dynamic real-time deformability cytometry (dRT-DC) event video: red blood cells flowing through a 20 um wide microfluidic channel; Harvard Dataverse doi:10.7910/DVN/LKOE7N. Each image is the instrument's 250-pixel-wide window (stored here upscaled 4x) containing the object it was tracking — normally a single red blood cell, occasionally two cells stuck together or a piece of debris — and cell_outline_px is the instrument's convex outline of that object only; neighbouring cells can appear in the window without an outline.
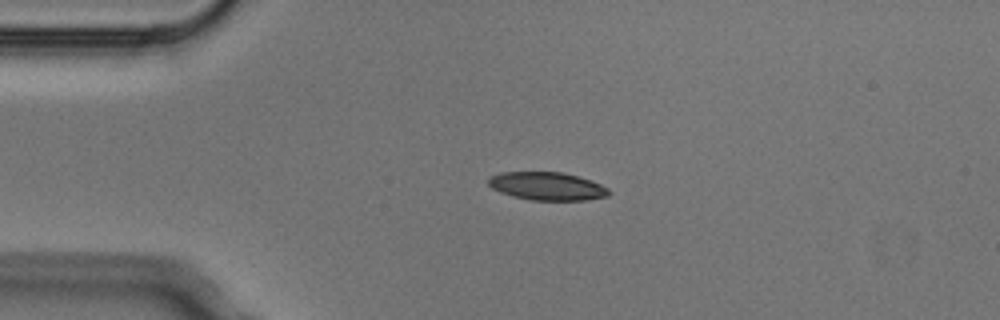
{"species": "Egyptian fruit bat (a non-hibernating species)", "species_latin": "Rousettus aegyptiacus", "temperature_condition": "cold", "stored_images_in_passage": 4, "camera_frame_rate_fps": 3000, "um_per_image_px": 0.085, "animal": {"sex": "male"}, "frame": {"image": 1, "passage_image": 3, "time_ms": 0.667, "image_size_px": [1000, 320], "cell_outline_px": [[612, 192], [608, 196], [584, 200], [532, 200], [512, 196], [500, 192], [492, 188], [488, 184], [488, 176], [500, 172], [564, 172], [592, 180], [608, 188]], "centroid_in_image_um": [46.5, 15.81], "position_along_channel_um": 38.5, "area_um2": 19.88}}